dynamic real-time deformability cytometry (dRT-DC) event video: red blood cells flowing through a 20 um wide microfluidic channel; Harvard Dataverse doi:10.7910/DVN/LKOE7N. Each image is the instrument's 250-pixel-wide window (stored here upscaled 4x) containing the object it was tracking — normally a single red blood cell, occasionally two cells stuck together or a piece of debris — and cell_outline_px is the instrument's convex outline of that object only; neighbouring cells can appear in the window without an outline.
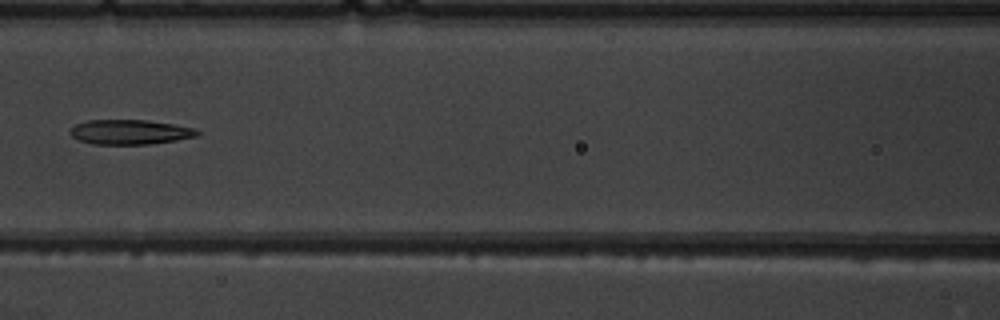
{"species": "common noctule bat (a hibernating species)", "species_latin": "Nyctalus noctula", "temperature_condition": "warm", "stored_images_in_passage": 6, "camera_frame_rate_fps": 3000, "um_per_image_px": 0.085, "animal": {"sex": "male", "body_mass_g": 19.5, "forearm_length_mm": 54.6}, "frame": {"image": 1, "passage_image": 5, "time_ms": 4.667, "image_size_px": [1000, 320], "cell_outline_px": [[200, 136], [176, 140], [148, 144], [92, 144], [80, 140], [72, 136], [72, 128], [76, 124], [88, 120], [148, 120], [196, 128], [200, 132]], "centroid_in_image_um": [11.11, 11.22], "position_along_channel_um": 155.5, "area_um2": 18.21}}
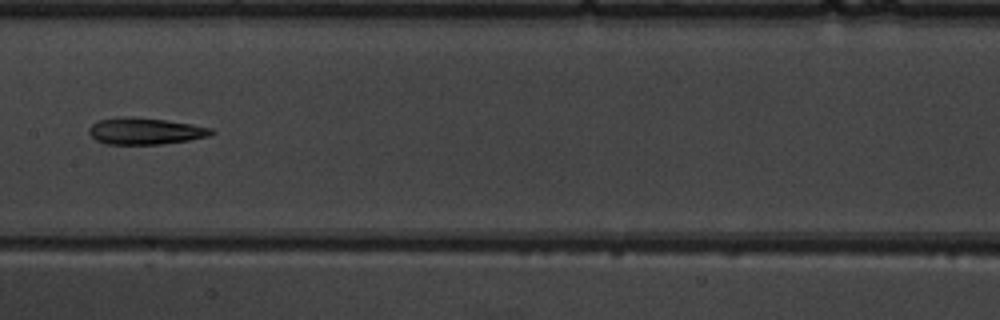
{"frame": {"image": 2, "passage_image": 6, "time_ms": 5.667, "image_size_px": [1000, 320], "cell_outline_px": [[216, 132], [212, 136], [188, 140], [160, 144], [108, 144], [96, 140], [88, 132], [88, 128], [92, 124], [100, 120], [116, 116], [164, 120], [192, 124], [212, 128]], "centroid_in_image_um": [12.36, 11.15], "position_along_channel_um": 195.0, "area_um2": 18.9}}